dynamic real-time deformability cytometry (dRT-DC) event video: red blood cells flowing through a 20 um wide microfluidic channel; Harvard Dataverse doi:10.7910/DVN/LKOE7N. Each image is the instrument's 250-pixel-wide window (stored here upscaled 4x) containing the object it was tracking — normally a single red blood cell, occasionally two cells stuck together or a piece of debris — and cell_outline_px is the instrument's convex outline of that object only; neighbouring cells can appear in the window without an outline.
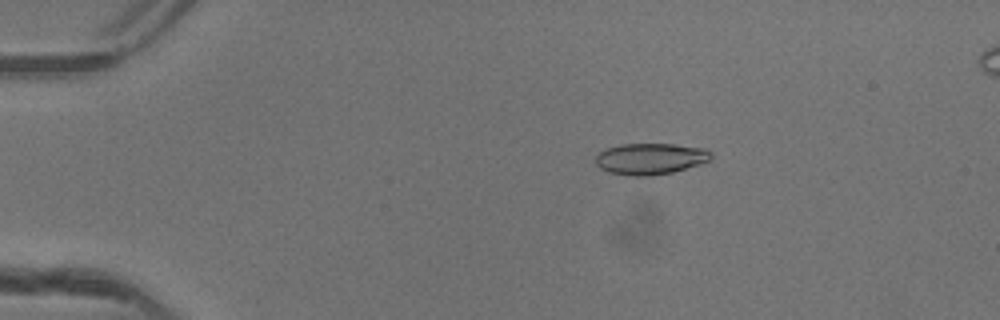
{"species": "common noctule bat (a hibernating species)", "species_latin": "Nyctalus noctula", "temperature_condition": "warm", "stored_images_in_passage": 51, "camera_frame_rate_fps": 3000, "um_per_image_px": 0.085, "animal": {"sex": "female"}, "frame": {"image": 1, "passage_image": 10, "time_ms": 3.0, "image_size_px": [1000, 320], "cell_outline_px": [[712, 160], [700, 164], [672, 172], [652, 176], [632, 176], [608, 172], [600, 168], [596, 164], [596, 156], [600, 152], [608, 148], [620, 144], [672, 144], [708, 148], [712, 152]], "centroid_in_image_um": [55.33, 13.49], "position_along_channel_um": 29.7, "area_um2": 21.21}}
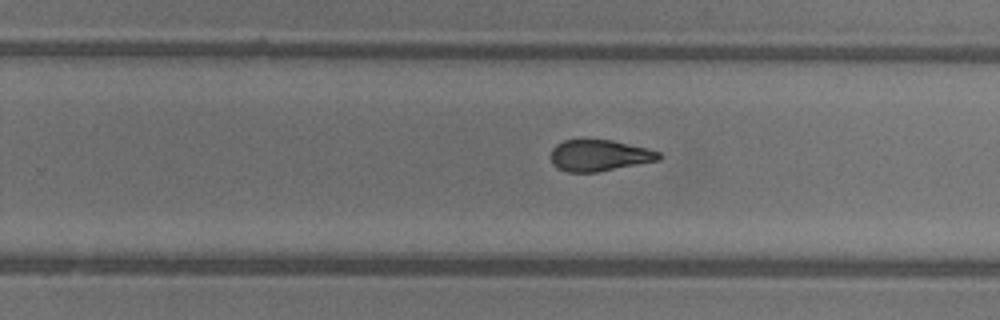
{"frame": {"image": 2, "passage_image": 33, "time_ms": 10.667, "image_size_px": [1000, 320], "cell_outline_px": [[660, 160], [596, 172], [568, 172], [556, 168], [552, 164], [552, 148], [556, 144], [564, 140], [612, 140], [648, 148], [660, 152]], "centroid_in_image_um": [50.94, 13.21], "position_along_channel_um": 278.9, "area_um2": 19.65}}
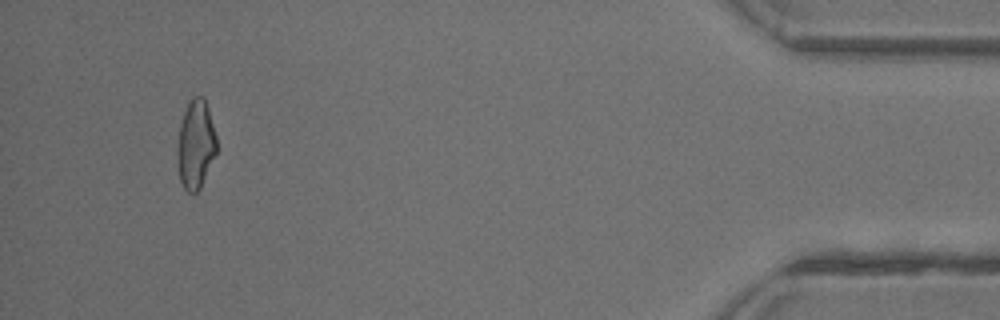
{"frame": {"image": 3, "passage_image": 48, "time_ms": 15.667, "image_size_px": [1000, 320], "cell_outline_px": [[216, 152], [200, 188], [196, 192], [188, 192], [184, 188], [180, 180], [176, 156], [176, 152], [180, 124], [184, 112], [192, 96], [204, 96], [208, 108], [216, 136]], "centroid_in_image_um": [16.61, 12.26], "position_along_channel_um": 418.6, "area_um2": 20.17}, "authors_computed_cell_mechanics": {"area_um2": 20.9814, "velocity_mm_per_s": 4.1763, "shape_relaxation_time_tau1_ms": null, "shape_relaxation_time_tau2_ms": 2.4996, "deformation_change_tau1": null, "deformation_change_tau2": 0.1}}